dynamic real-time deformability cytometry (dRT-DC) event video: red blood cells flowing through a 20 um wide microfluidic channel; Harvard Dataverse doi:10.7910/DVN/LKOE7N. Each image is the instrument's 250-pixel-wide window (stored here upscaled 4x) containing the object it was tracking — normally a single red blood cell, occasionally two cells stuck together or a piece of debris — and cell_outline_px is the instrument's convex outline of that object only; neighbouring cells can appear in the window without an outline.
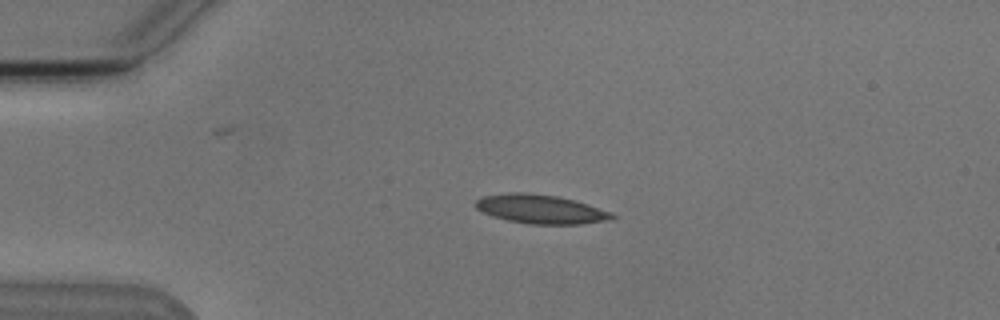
{"species": "Egyptian fruit bat (a non-hibernating species)", "species_latin": "Rousettus aegyptiacus", "temperature_condition": "cold", "stored_images_in_passage": 5, "camera_frame_rate_fps": 3000, "um_per_image_px": 0.085, "animal": {"sex": "male"}, "frame": {"image": 1, "passage_image": 4, "time_ms": 3.333, "image_size_px": [1000, 320], "cell_outline_px": [[616, 216], [604, 220], [580, 224], [528, 224], [508, 220], [492, 216], [476, 208], [476, 200], [480, 196], [508, 192], [528, 192], [556, 196], [576, 200], [612, 212]], "centroid_in_image_um": [45.92, 17.76], "position_along_channel_um": 39.1, "area_um2": 23.0}}